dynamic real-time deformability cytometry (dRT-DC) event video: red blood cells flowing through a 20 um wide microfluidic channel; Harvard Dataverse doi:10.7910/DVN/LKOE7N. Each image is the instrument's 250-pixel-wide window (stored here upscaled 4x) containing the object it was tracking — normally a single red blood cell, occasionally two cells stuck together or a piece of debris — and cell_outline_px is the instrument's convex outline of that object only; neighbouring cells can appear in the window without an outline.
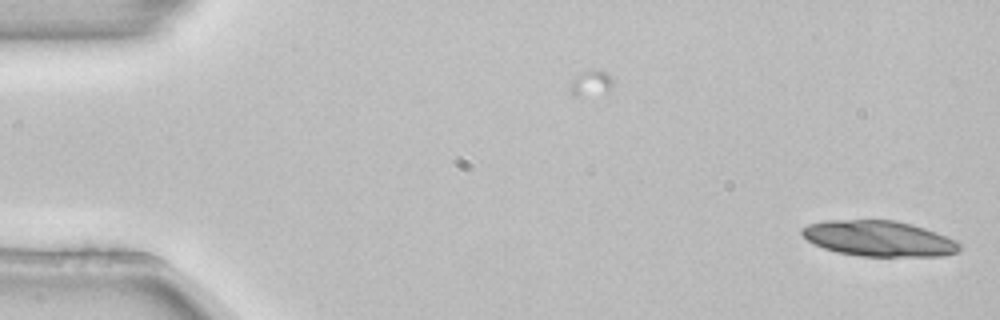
{"species": "common noctule bat (a hibernating species)", "species_latin": "Nyctalus noctula", "temperature_condition": "room temperature", "stored_images_in_passage": 3, "camera_frame_rate_fps": 3000, "um_per_image_px": 0.085, "animal": {"sex": "female", "body_mass_g": 22.7, "forearm_length_mm": 54.2}, "frame": {"image": 1, "passage_image": 3, "time_ms": 0.667, "image_size_px": [1000, 320], "cell_outline_px": [[964, 244], [956, 252], [944, 256], [860, 256], [836, 252], [824, 248], [808, 240], [800, 232], [800, 228], [808, 224], [824, 220], [896, 220], [912, 224], [936, 232], [956, 240]], "centroid_in_image_um": [74.72, 20.27], "position_along_channel_um": 10.3, "area_um2": 32.83}}